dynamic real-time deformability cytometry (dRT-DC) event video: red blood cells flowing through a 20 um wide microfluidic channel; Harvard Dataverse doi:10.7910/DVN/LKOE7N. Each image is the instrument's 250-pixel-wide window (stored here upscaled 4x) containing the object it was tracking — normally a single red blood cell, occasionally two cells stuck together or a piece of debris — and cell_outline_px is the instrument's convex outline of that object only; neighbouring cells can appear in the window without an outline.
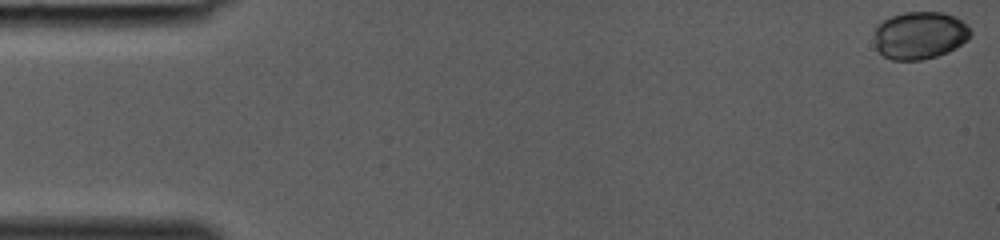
{"species": "common noctule bat (a hibernating species)", "species_latin": "Nyctalus noctula", "temperature_condition": "room temperature", "stored_images_in_passage": 36, "camera_frame_rate_fps": 3000, "um_per_image_px": 0.085, "animal": {"sex": "female", "body_mass_g": 19.0, "forearm_length_mm": 53.3}, "frame": {"image": 1, "passage_image": 1, "time_ms": 0.0, "image_size_px": [1000, 240], "cell_outline_px": [[972, 36], [968, 40], [956, 48], [948, 52], [924, 60], [892, 60], [876, 52], [876, 24], [892, 16], [904, 12], [940, 12], [952, 16], [960, 20], [972, 32]], "centroid_in_image_um": [78.17, 3.02], "position_along_channel_um": 6.8, "area_um2": 26.7}}
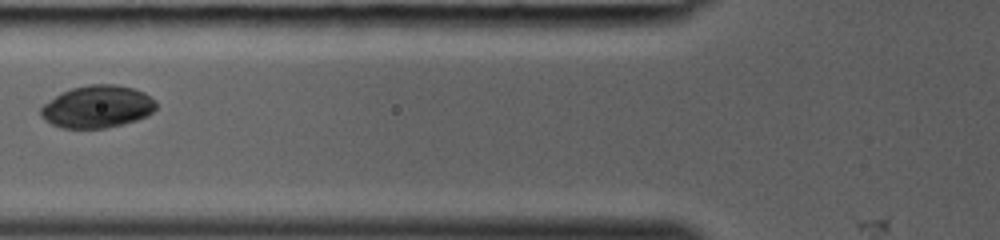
{"frame": {"image": 2, "passage_image": 16, "time_ms": 5.0, "image_size_px": [1000, 240], "cell_outline_px": [[156, 108], [148, 116], [124, 124], [104, 128], [64, 128], [52, 124], [44, 120], [40, 116], [40, 108], [44, 104], [56, 96], [72, 88], [92, 84], [116, 84], [132, 88], [144, 92], [156, 100]], "centroid_in_image_um": [8.29, 9.07], "position_along_channel_um": 117.5, "area_um2": 28.44}}
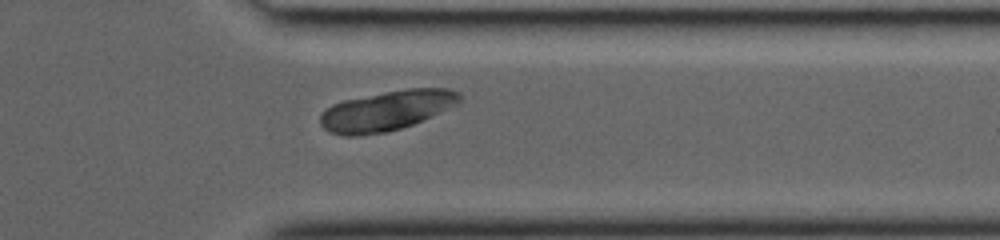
{"frame": {"image": 3, "passage_image": 31, "time_ms": 10.0, "image_size_px": [1000, 240], "cell_outline_px": [[460, 104], [412, 124], [388, 132], [356, 136], [344, 136], [332, 132], [324, 128], [320, 124], [320, 116], [332, 104], [344, 100], [408, 88], [448, 88], [460, 92]], "centroid_in_image_um": [32.9, 9.41], "position_along_channel_um": 378.5, "area_um2": 32.19}}